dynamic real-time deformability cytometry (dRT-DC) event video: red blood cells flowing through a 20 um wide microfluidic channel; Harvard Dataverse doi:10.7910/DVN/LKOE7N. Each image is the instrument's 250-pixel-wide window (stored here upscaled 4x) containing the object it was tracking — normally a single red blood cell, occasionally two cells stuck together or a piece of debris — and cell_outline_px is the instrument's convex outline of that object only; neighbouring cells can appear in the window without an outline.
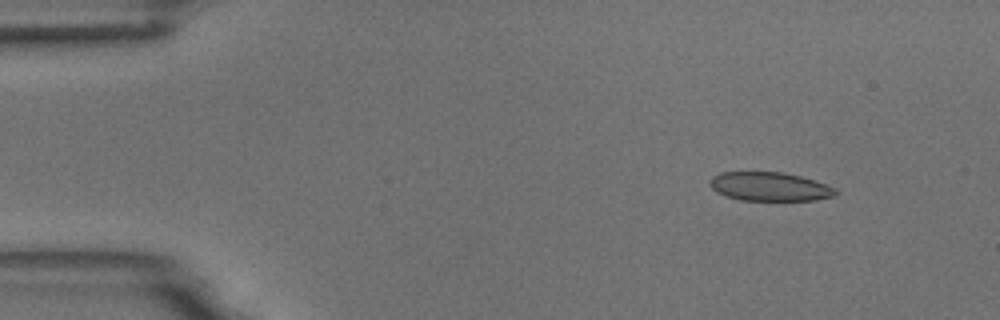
{"species": "common noctule bat (a hibernating species)", "species_latin": "Nyctalus noctula", "temperature_condition": "room temperature", "stored_images_in_passage": 4, "camera_frame_rate_fps": 3000, "um_per_image_px": 0.085, "animal": {"sex": "male", "body_mass_g": 18.8}, "frame": {"image": 1, "passage_image": 2, "time_ms": 0.333, "image_size_px": [1000, 320], "cell_outline_px": [[836, 196], [816, 200], [740, 200], [716, 192], [708, 184], [708, 180], [712, 176], [720, 172], [784, 172], [800, 176], [836, 188]], "centroid_in_image_um": [65.39, 15.86], "position_along_channel_um": 19.6, "area_um2": 21.1}}